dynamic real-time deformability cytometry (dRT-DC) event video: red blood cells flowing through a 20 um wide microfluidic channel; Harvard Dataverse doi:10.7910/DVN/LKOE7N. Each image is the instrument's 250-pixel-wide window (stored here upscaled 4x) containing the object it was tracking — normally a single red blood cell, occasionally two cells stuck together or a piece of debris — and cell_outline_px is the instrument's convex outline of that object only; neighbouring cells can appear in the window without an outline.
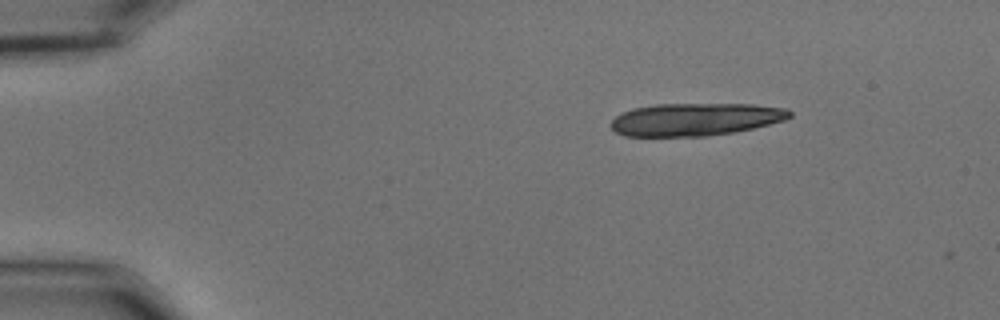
{"species": "common noctule bat (a hibernating species)", "species_latin": "Nyctalus noctula", "temperature_condition": "cold", "stored_images_in_passage": 2, "camera_frame_rate_fps": 3000, "um_per_image_px": 0.085, "animal": {"sex": "male", "body_mass_g": 15.6}, "frame": {"image": 1, "passage_image": 1, "time_ms": 0.0, "image_size_px": [1000, 320], "cell_outline_px": [[792, 116], [784, 120], [736, 132], [704, 136], [624, 136], [616, 132], [612, 128], [612, 120], [620, 112], [632, 108], [656, 104], [756, 104], [788, 108], [792, 112]], "centroid_in_image_um": [59.12, 10.13], "position_along_channel_um": 25.9, "area_um2": 34.16}}